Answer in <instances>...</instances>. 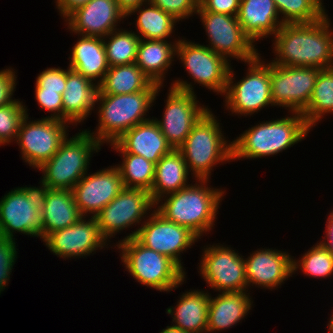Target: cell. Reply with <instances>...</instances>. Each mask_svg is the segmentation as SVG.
Masks as SVG:
<instances>
[{
  "mask_svg": "<svg viewBox=\"0 0 333 333\" xmlns=\"http://www.w3.org/2000/svg\"><path fill=\"white\" fill-rule=\"evenodd\" d=\"M27 110L26 107V116L15 142L21 150L22 160L33 169H38L58 151L61 142L69 135L70 124L46 117L31 120Z\"/></svg>",
  "mask_w": 333,
  "mask_h": 333,
  "instance_id": "11",
  "label": "cell"
},
{
  "mask_svg": "<svg viewBox=\"0 0 333 333\" xmlns=\"http://www.w3.org/2000/svg\"><path fill=\"white\" fill-rule=\"evenodd\" d=\"M41 214L42 240L51 232L73 225L82 216L75 203L72 190L68 189H49Z\"/></svg>",
  "mask_w": 333,
  "mask_h": 333,
  "instance_id": "29",
  "label": "cell"
},
{
  "mask_svg": "<svg viewBox=\"0 0 333 333\" xmlns=\"http://www.w3.org/2000/svg\"><path fill=\"white\" fill-rule=\"evenodd\" d=\"M283 24L313 23L327 14L318 0H274Z\"/></svg>",
  "mask_w": 333,
  "mask_h": 333,
  "instance_id": "36",
  "label": "cell"
},
{
  "mask_svg": "<svg viewBox=\"0 0 333 333\" xmlns=\"http://www.w3.org/2000/svg\"><path fill=\"white\" fill-rule=\"evenodd\" d=\"M25 116L26 106L20 99L0 107V147L16 141L20 124Z\"/></svg>",
  "mask_w": 333,
  "mask_h": 333,
  "instance_id": "38",
  "label": "cell"
},
{
  "mask_svg": "<svg viewBox=\"0 0 333 333\" xmlns=\"http://www.w3.org/2000/svg\"><path fill=\"white\" fill-rule=\"evenodd\" d=\"M39 184L13 188L0 198V236L15 240L14 234L20 233L41 239V211L49 187L42 180Z\"/></svg>",
  "mask_w": 333,
  "mask_h": 333,
  "instance_id": "8",
  "label": "cell"
},
{
  "mask_svg": "<svg viewBox=\"0 0 333 333\" xmlns=\"http://www.w3.org/2000/svg\"><path fill=\"white\" fill-rule=\"evenodd\" d=\"M244 257L248 291L251 286L264 289H278L292 277L293 256L273 248L257 249Z\"/></svg>",
  "mask_w": 333,
  "mask_h": 333,
  "instance_id": "21",
  "label": "cell"
},
{
  "mask_svg": "<svg viewBox=\"0 0 333 333\" xmlns=\"http://www.w3.org/2000/svg\"><path fill=\"white\" fill-rule=\"evenodd\" d=\"M321 69L302 66H278L270 62L272 103L288 112H299L308 106Z\"/></svg>",
  "mask_w": 333,
  "mask_h": 333,
  "instance_id": "17",
  "label": "cell"
},
{
  "mask_svg": "<svg viewBox=\"0 0 333 333\" xmlns=\"http://www.w3.org/2000/svg\"><path fill=\"white\" fill-rule=\"evenodd\" d=\"M108 145L118 153L139 155L155 164L173 149L154 117L132 127Z\"/></svg>",
  "mask_w": 333,
  "mask_h": 333,
  "instance_id": "22",
  "label": "cell"
},
{
  "mask_svg": "<svg viewBox=\"0 0 333 333\" xmlns=\"http://www.w3.org/2000/svg\"><path fill=\"white\" fill-rule=\"evenodd\" d=\"M328 13L313 23L283 24L272 37L278 66L327 69L333 52V28ZM274 41V42H273Z\"/></svg>",
  "mask_w": 333,
  "mask_h": 333,
  "instance_id": "1",
  "label": "cell"
},
{
  "mask_svg": "<svg viewBox=\"0 0 333 333\" xmlns=\"http://www.w3.org/2000/svg\"><path fill=\"white\" fill-rule=\"evenodd\" d=\"M81 216L71 226L48 234L42 241L54 255L63 259L84 258L111 244L101 235L96 217Z\"/></svg>",
  "mask_w": 333,
  "mask_h": 333,
  "instance_id": "18",
  "label": "cell"
},
{
  "mask_svg": "<svg viewBox=\"0 0 333 333\" xmlns=\"http://www.w3.org/2000/svg\"><path fill=\"white\" fill-rule=\"evenodd\" d=\"M328 324H327V328H328V333H333V312L331 314L330 319H328Z\"/></svg>",
  "mask_w": 333,
  "mask_h": 333,
  "instance_id": "49",
  "label": "cell"
},
{
  "mask_svg": "<svg viewBox=\"0 0 333 333\" xmlns=\"http://www.w3.org/2000/svg\"><path fill=\"white\" fill-rule=\"evenodd\" d=\"M121 262L133 279L160 292H171L186 280L185 272L175 261L142 245L136 238L116 242Z\"/></svg>",
  "mask_w": 333,
  "mask_h": 333,
  "instance_id": "6",
  "label": "cell"
},
{
  "mask_svg": "<svg viewBox=\"0 0 333 333\" xmlns=\"http://www.w3.org/2000/svg\"><path fill=\"white\" fill-rule=\"evenodd\" d=\"M123 189L120 172L113 165L92 174L87 172L72 192L80 214L95 217Z\"/></svg>",
  "mask_w": 333,
  "mask_h": 333,
  "instance_id": "19",
  "label": "cell"
},
{
  "mask_svg": "<svg viewBox=\"0 0 333 333\" xmlns=\"http://www.w3.org/2000/svg\"><path fill=\"white\" fill-rule=\"evenodd\" d=\"M98 85L71 70L66 69V86L62 93L63 121L70 125L81 124L95 110Z\"/></svg>",
  "mask_w": 333,
  "mask_h": 333,
  "instance_id": "23",
  "label": "cell"
},
{
  "mask_svg": "<svg viewBox=\"0 0 333 333\" xmlns=\"http://www.w3.org/2000/svg\"><path fill=\"white\" fill-rule=\"evenodd\" d=\"M252 306L250 291L220 292L216 297L210 294L206 333L234 327L250 313Z\"/></svg>",
  "mask_w": 333,
  "mask_h": 333,
  "instance_id": "25",
  "label": "cell"
},
{
  "mask_svg": "<svg viewBox=\"0 0 333 333\" xmlns=\"http://www.w3.org/2000/svg\"><path fill=\"white\" fill-rule=\"evenodd\" d=\"M241 0H199L198 6L203 11L237 16Z\"/></svg>",
  "mask_w": 333,
  "mask_h": 333,
  "instance_id": "44",
  "label": "cell"
},
{
  "mask_svg": "<svg viewBox=\"0 0 333 333\" xmlns=\"http://www.w3.org/2000/svg\"><path fill=\"white\" fill-rule=\"evenodd\" d=\"M164 12L170 13L178 21L196 15L199 0H150Z\"/></svg>",
  "mask_w": 333,
  "mask_h": 333,
  "instance_id": "40",
  "label": "cell"
},
{
  "mask_svg": "<svg viewBox=\"0 0 333 333\" xmlns=\"http://www.w3.org/2000/svg\"><path fill=\"white\" fill-rule=\"evenodd\" d=\"M131 232L118 242L136 238L145 247L171 258L184 271L181 255L200 239L189 228L166 220L155 209L140 227Z\"/></svg>",
  "mask_w": 333,
  "mask_h": 333,
  "instance_id": "13",
  "label": "cell"
},
{
  "mask_svg": "<svg viewBox=\"0 0 333 333\" xmlns=\"http://www.w3.org/2000/svg\"><path fill=\"white\" fill-rule=\"evenodd\" d=\"M126 21V14L116 0H90L72 11L65 19V26L73 35L105 37ZM119 23V24H118Z\"/></svg>",
  "mask_w": 333,
  "mask_h": 333,
  "instance_id": "20",
  "label": "cell"
},
{
  "mask_svg": "<svg viewBox=\"0 0 333 333\" xmlns=\"http://www.w3.org/2000/svg\"><path fill=\"white\" fill-rule=\"evenodd\" d=\"M260 55L245 63L248 65L246 76L238 82L235 80L234 69L230 67L223 102L225 110L229 113L231 111L233 115L251 117L265 107L274 106L271 98L270 61L266 63Z\"/></svg>",
  "mask_w": 333,
  "mask_h": 333,
  "instance_id": "9",
  "label": "cell"
},
{
  "mask_svg": "<svg viewBox=\"0 0 333 333\" xmlns=\"http://www.w3.org/2000/svg\"><path fill=\"white\" fill-rule=\"evenodd\" d=\"M90 0H55L56 9L62 19H65L72 11L87 4Z\"/></svg>",
  "mask_w": 333,
  "mask_h": 333,
  "instance_id": "45",
  "label": "cell"
},
{
  "mask_svg": "<svg viewBox=\"0 0 333 333\" xmlns=\"http://www.w3.org/2000/svg\"><path fill=\"white\" fill-rule=\"evenodd\" d=\"M189 173L184 157L178 149H172L165 154L155 166V176L150 191L152 201L175 193L189 186Z\"/></svg>",
  "mask_w": 333,
  "mask_h": 333,
  "instance_id": "30",
  "label": "cell"
},
{
  "mask_svg": "<svg viewBox=\"0 0 333 333\" xmlns=\"http://www.w3.org/2000/svg\"><path fill=\"white\" fill-rule=\"evenodd\" d=\"M293 256V274L301 270L303 274L312 278H329L333 275V255L320 243H315L313 247L301 255V259Z\"/></svg>",
  "mask_w": 333,
  "mask_h": 333,
  "instance_id": "37",
  "label": "cell"
},
{
  "mask_svg": "<svg viewBox=\"0 0 333 333\" xmlns=\"http://www.w3.org/2000/svg\"><path fill=\"white\" fill-rule=\"evenodd\" d=\"M159 333H191V332L183 331L181 329H178V328L172 326V324H171L170 326H167L166 328H164Z\"/></svg>",
  "mask_w": 333,
  "mask_h": 333,
  "instance_id": "48",
  "label": "cell"
},
{
  "mask_svg": "<svg viewBox=\"0 0 333 333\" xmlns=\"http://www.w3.org/2000/svg\"><path fill=\"white\" fill-rule=\"evenodd\" d=\"M66 86V69L49 67L36 77L35 88L62 94Z\"/></svg>",
  "mask_w": 333,
  "mask_h": 333,
  "instance_id": "41",
  "label": "cell"
},
{
  "mask_svg": "<svg viewBox=\"0 0 333 333\" xmlns=\"http://www.w3.org/2000/svg\"><path fill=\"white\" fill-rule=\"evenodd\" d=\"M139 36L133 30L116 29L103 37L109 67L135 63Z\"/></svg>",
  "mask_w": 333,
  "mask_h": 333,
  "instance_id": "34",
  "label": "cell"
},
{
  "mask_svg": "<svg viewBox=\"0 0 333 333\" xmlns=\"http://www.w3.org/2000/svg\"><path fill=\"white\" fill-rule=\"evenodd\" d=\"M180 37L172 41L140 39L135 64L158 86H166V73L176 56Z\"/></svg>",
  "mask_w": 333,
  "mask_h": 333,
  "instance_id": "28",
  "label": "cell"
},
{
  "mask_svg": "<svg viewBox=\"0 0 333 333\" xmlns=\"http://www.w3.org/2000/svg\"><path fill=\"white\" fill-rule=\"evenodd\" d=\"M196 15L208 37L206 46L229 62L232 58L246 63L259 54L256 45L244 34L237 16L203 11L199 6Z\"/></svg>",
  "mask_w": 333,
  "mask_h": 333,
  "instance_id": "14",
  "label": "cell"
},
{
  "mask_svg": "<svg viewBox=\"0 0 333 333\" xmlns=\"http://www.w3.org/2000/svg\"><path fill=\"white\" fill-rule=\"evenodd\" d=\"M328 69H330L333 72V52H332V60L330 62V66Z\"/></svg>",
  "mask_w": 333,
  "mask_h": 333,
  "instance_id": "50",
  "label": "cell"
},
{
  "mask_svg": "<svg viewBox=\"0 0 333 333\" xmlns=\"http://www.w3.org/2000/svg\"><path fill=\"white\" fill-rule=\"evenodd\" d=\"M101 144L85 129L67 137L58 151L37 170L49 189L72 190L89 171L92 155L100 152Z\"/></svg>",
  "mask_w": 333,
  "mask_h": 333,
  "instance_id": "7",
  "label": "cell"
},
{
  "mask_svg": "<svg viewBox=\"0 0 333 333\" xmlns=\"http://www.w3.org/2000/svg\"><path fill=\"white\" fill-rule=\"evenodd\" d=\"M262 121L243 131L232 141V162L254 160L279 154L304 140L311 128L299 112Z\"/></svg>",
  "mask_w": 333,
  "mask_h": 333,
  "instance_id": "4",
  "label": "cell"
},
{
  "mask_svg": "<svg viewBox=\"0 0 333 333\" xmlns=\"http://www.w3.org/2000/svg\"><path fill=\"white\" fill-rule=\"evenodd\" d=\"M209 301L208 290L190 289L182 293L175 307L166 309L172 317V326L191 333H206Z\"/></svg>",
  "mask_w": 333,
  "mask_h": 333,
  "instance_id": "26",
  "label": "cell"
},
{
  "mask_svg": "<svg viewBox=\"0 0 333 333\" xmlns=\"http://www.w3.org/2000/svg\"><path fill=\"white\" fill-rule=\"evenodd\" d=\"M328 215L325 224V235L318 242L333 255V210Z\"/></svg>",
  "mask_w": 333,
  "mask_h": 333,
  "instance_id": "46",
  "label": "cell"
},
{
  "mask_svg": "<svg viewBox=\"0 0 333 333\" xmlns=\"http://www.w3.org/2000/svg\"><path fill=\"white\" fill-rule=\"evenodd\" d=\"M163 87L152 83L146 90L131 94H97L98 125L95 131L85 130L102 146L115 142L132 127L151 119L146 118L147 113Z\"/></svg>",
  "mask_w": 333,
  "mask_h": 333,
  "instance_id": "3",
  "label": "cell"
},
{
  "mask_svg": "<svg viewBox=\"0 0 333 333\" xmlns=\"http://www.w3.org/2000/svg\"><path fill=\"white\" fill-rule=\"evenodd\" d=\"M197 270L215 292L248 291L243 255L224 244L205 245Z\"/></svg>",
  "mask_w": 333,
  "mask_h": 333,
  "instance_id": "12",
  "label": "cell"
},
{
  "mask_svg": "<svg viewBox=\"0 0 333 333\" xmlns=\"http://www.w3.org/2000/svg\"><path fill=\"white\" fill-rule=\"evenodd\" d=\"M16 241L0 236V295L8 286L18 249Z\"/></svg>",
  "mask_w": 333,
  "mask_h": 333,
  "instance_id": "39",
  "label": "cell"
},
{
  "mask_svg": "<svg viewBox=\"0 0 333 333\" xmlns=\"http://www.w3.org/2000/svg\"><path fill=\"white\" fill-rule=\"evenodd\" d=\"M220 124L208 109L178 148L193 180H211L213 167L232 161V141L224 136Z\"/></svg>",
  "mask_w": 333,
  "mask_h": 333,
  "instance_id": "5",
  "label": "cell"
},
{
  "mask_svg": "<svg viewBox=\"0 0 333 333\" xmlns=\"http://www.w3.org/2000/svg\"><path fill=\"white\" fill-rule=\"evenodd\" d=\"M237 18L254 45L263 38L273 37L283 25L274 0H241Z\"/></svg>",
  "mask_w": 333,
  "mask_h": 333,
  "instance_id": "24",
  "label": "cell"
},
{
  "mask_svg": "<svg viewBox=\"0 0 333 333\" xmlns=\"http://www.w3.org/2000/svg\"><path fill=\"white\" fill-rule=\"evenodd\" d=\"M195 181L159 199L155 210L166 220L189 228L201 239L203 234L212 231L226 190L208 187L209 180Z\"/></svg>",
  "mask_w": 333,
  "mask_h": 333,
  "instance_id": "2",
  "label": "cell"
},
{
  "mask_svg": "<svg viewBox=\"0 0 333 333\" xmlns=\"http://www.w3.org/2000/svg\"><path fill=\"white\" fill-rule=\"evenodd\" d=\"M134 13L138 15L135 20V30L140 39L168 41L167 38L172 37L179 22L173 15L164 12L151 1L133 8L126 15V19Z\"/></svg>",
  "mask_w": 333,
  "mask_h": 333,
  "instance_id": "31",
  "label": "cell"
},
{
  "mask_svg": "<svg viewBox=\"0 0 333 333\" xmlns=\"http://www.w3.org/2000/svg\"><path fill=\"white\" fill-rule=\"evenodd\" d=\"M154 209L149 191L124 188L95 217L101 235L111 243V237L115 238L117 233L132 228V225H141Z\"/></svg>",
  "mask_w": 333,
  "mask_h": 333,
  "instance_id": "16",
  "label": "cell"
},
{
  "mask_svg": "<svg viewBox=\"0 0 333 333\" xmlns=\"http://www.w3.org/2000/svg\"><path fill=\"white\" fill-rule=\"evenodd\" d=\"M328 113L333 114V72L327 68L320 70L310 102L301 114L312 129Z\"/></svg>",
  "mask_w": 333,
  "mask_h": 333,
  "instance_id": "33",
  "label": "cell"
},
{
  "mask_svg": "<svg viewBox=\"0 0 333 333\" xmlns=\"http://www.w3.org/2000/svg\"><path fill=\"white\" fill-rule=\"evenodd\" d=\"M120 9L127 15L133 8L140 6L150 0H116Z\"/></svg>",
  "mask_w": 333,
  "mask_h": 333,
  "instance_id": "47",
  "label": "cell"
},
{
  "mask_svg": "<svg viewBox=\"0 0 333 333\" xmlns=\"http://www.w3.org/2000/svg\"><path fill=\"white\" fill-rule=\"evenodd\" d=\"M35 99L39 109L51 112L46 118L58 119L63 121L62 94L51 91H44V88H35ZM53 113V114H52Z\"/></svg>",
  "mask_w": 333,
  "mask_h": 333,
  "instance_id": "42",
  "label": "cell"
},
{
  "mask_svg": "<svg viewBox=\"0 0 333 333\" xmlns=\"http://www.w3.org/2000/svg\"><path fill=\"white\" fill-rule=\"evenodd\" d=\"M193 82L176 78L167 92L165 109L158 123L162 134L173 149H178L191 132L194 124L209 109L197 100Z\"/></svg>",
  "mask_w": 333,
  "mask_h": 333,
  "instance_id": "10",
  "label": "cell"
},
{
  "mask_svg": "<svg viewBox=\"0 0 333 333\" xmlns=\"http://www.w3.org/2000/svg\"><path fill=\"white\" fill-rule=\"evenodd\" d=\"M152 81L135 64L109 67L97 94H131L146 90Z\"/></svg>",
  "mask_w": 333,
  "mask_h": 333,
  "instance_id": "32",
  "label": "cell"
},
{
  "mask_svg": "<svg viewBox=\"0 0 333 333\" xmlns=\"http://www.w3.org/2000/svg\"><path fill=\"white\" fill-rule=\"evenodd\" d=\"M176 57L186 69L190 78L204 88L224 96L231 63L209 47L195 41L179 39Z\"/></svg>",
  "mask_w": 333,
  "mask_h": 333,
  "instance_id": "15",
  "label": "cell"
},
{
  "mask_svg": "<svg viewBox=\"0 0 333 333\" xmlns=\"http://www.w3.org/2000/svg\"><path fill=\"white\" fill-rule=\"evenodd\" d=\"M122 162L117 164L124 188L151 191L156 164L132 153H119Z\"/></svg>",
  "mask_w": 333,
  "mask_h": 333,
  "instance_id": "35",
  "label": "cell"
},
{
  "mask_svg": "<svg viewBox=\"0 0 333 333\" xmlns=\"http://www.w3.org/2000/svg\"><path fill=\"white\" fill-rule=\"evenodd\" d=\"M78 38L70 50L68 67L98 85L109 68L103 38L83 35Z\"/></svg>",
  "mask_w": 333,
  "mask_h": 333,
  "instance_id": "27",
  "label": "cell"
},
{
  "mask_svg": "<svg viewBox=\"0 0 333 333\" xmlns=\"http://www.w3.org/2000/svg\"><path fill=\"white\" fill-rule=\"evenodd\" d=\"M14 68L9 67L0 70V107L6 106L16 99H13L16 88L17 75Z\"/></svg>",
  "mask_w": 333,
  "mask_h": 333,
  "instance_id": "43",
  "label": "cell"
}]
</instances>
